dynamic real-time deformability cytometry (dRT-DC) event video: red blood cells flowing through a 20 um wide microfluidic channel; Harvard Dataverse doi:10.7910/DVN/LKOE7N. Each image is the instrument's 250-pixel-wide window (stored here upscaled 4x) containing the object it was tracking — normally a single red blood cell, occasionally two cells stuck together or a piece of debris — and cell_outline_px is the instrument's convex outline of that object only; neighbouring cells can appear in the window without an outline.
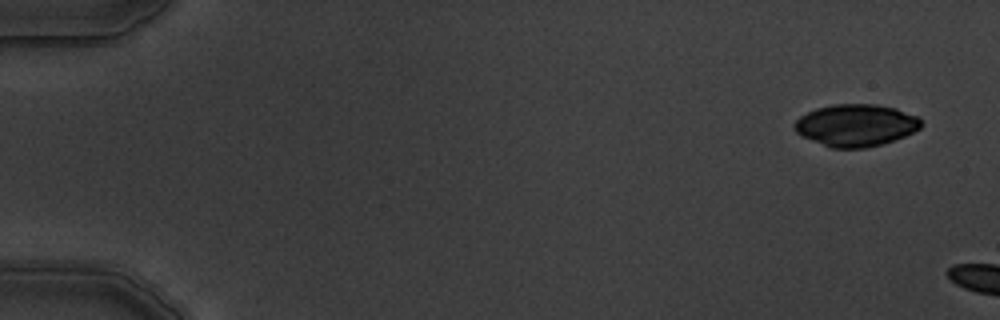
{"species": "common noctule bat (a hibernating species)", "species_latin": "Nyctalus noctula", "temperature_condition": "warm", "stored_images_in_passage": 2, "camera_frame_rate_fps": 3000, "um_per_image_px": 0.085, "animal": {"sex": "male", "body_mass_g": 19.5, "forearm_length_mm": 54.6}, "frame": {"image": 1, "passage_image": 1, "time_ms": 0.0, "image_size_px": [1000, 320], "cell_outline_px": [[924, 124], [920, 128], [904, 136], [880, 144], [864, 148], [832, 148], [800, 136], [796, 132], [796, 120], [800, 116], [816, 108], [832, 104], [876, 104], [896, 108], [916, 116]], "centroid_in_image_um": [72.74, 10.64], "position_along_channel_um": 12.3, "area_um2": 30.87}}